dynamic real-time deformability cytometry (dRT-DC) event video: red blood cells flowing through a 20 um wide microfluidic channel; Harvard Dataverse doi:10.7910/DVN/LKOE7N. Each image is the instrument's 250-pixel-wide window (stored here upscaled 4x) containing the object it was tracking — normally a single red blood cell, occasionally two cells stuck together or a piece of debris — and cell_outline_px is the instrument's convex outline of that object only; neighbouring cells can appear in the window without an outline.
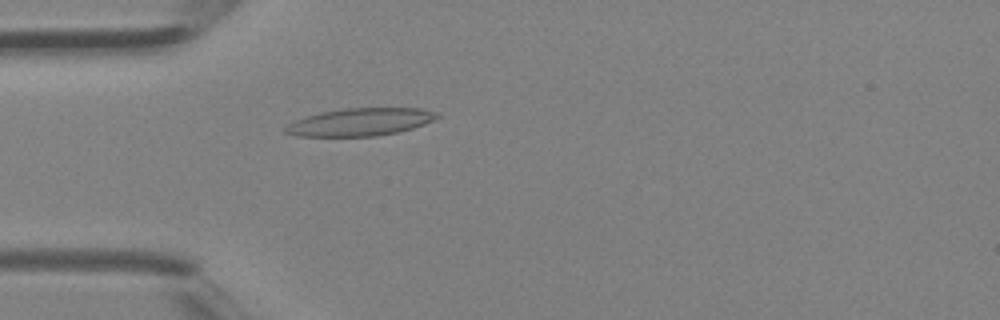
{"species": "Egyptian fruit bat (a non-hibernating species)", "species_latin": "Rousettus aegyptiacus", "temperature_condition": "room temperature", "stored_images_in_passage": 40, "camera_frame_rate_fps": 3000, "um_per_image_px": 0.085, "animal": {"sex": "female"}, "frame": {"image": 1, "passage_image": 12, "time_ms": 3.667, "image_size_px": [1000, 320], "cell_outline_px": [[440, 116], [424, 124], [412, 128], [396, 132], [376, 136], [296, 136], [284, 132], [284, 128], [288, 124], [296, 120], [320, 112], [344, 108], [420, 108], [436, 112]], "centroid_in_image_um": [30.6, 10.37], "position_along_channel_um": 54.4, "area_um2": 24.22}}
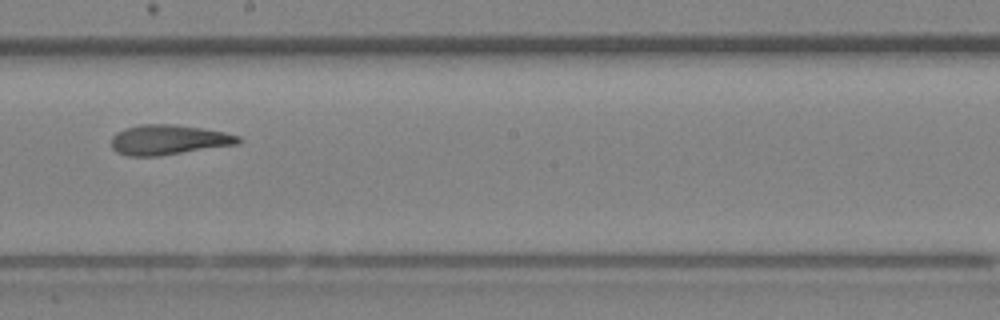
{"frame": {"image": 2, "passage_image": 23, "time_ms": 7.333, "image_size_px": [1000, 320], "cell_outline_px": [[244, 140], [236, 144], [160, 156], [128, 156], [116, 152], [112, 148], [112, 136], [116, 132], [124, 128], [140, 124], [172, 124], [200, 128], [224, 132], [240, 136]], "centroid_in_image_um": [14.3, 11.88], "position_along_channel_um": 233.9, "area_um2": 22.2}}
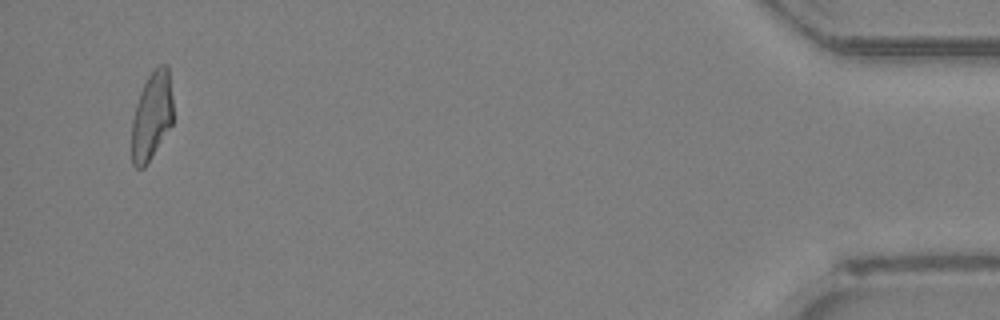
{"frame": {"image": 3, "passage_image": 39, "time_ms": 12.667, "image_size_px": [1000, 320], "cell_outline_px": [[172, 124], [144, 168], [136, 168], [132, 164], [132, 120], [136, 104], [140, 92], [148, 76], [160, 64], [168, 64], [172, 96]], "centroid_in_image_um": [12.9, 9.84], "position_along_channel_um": 422.3, "area_um2": 21.04}}